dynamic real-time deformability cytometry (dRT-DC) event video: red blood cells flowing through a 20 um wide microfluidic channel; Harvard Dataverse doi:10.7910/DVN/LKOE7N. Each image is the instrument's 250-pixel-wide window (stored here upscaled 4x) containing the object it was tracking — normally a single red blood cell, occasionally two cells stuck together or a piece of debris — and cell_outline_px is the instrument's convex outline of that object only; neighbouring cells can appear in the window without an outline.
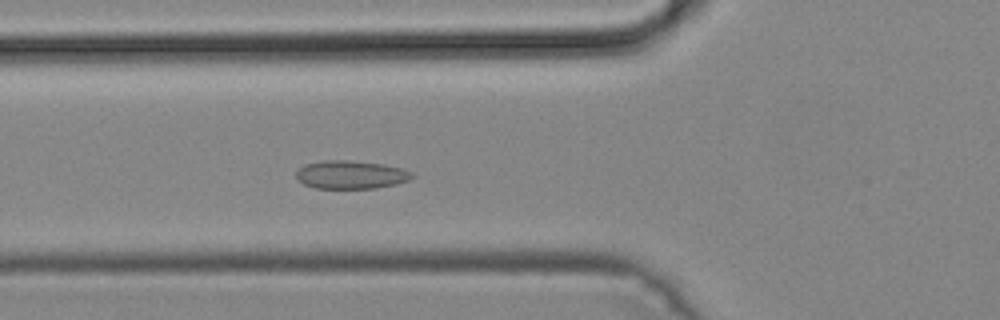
{"species": "common noctule bat (a hibernating species)", "species_latin": "Nyctalus noctula", "temperature_condition": "cold", "stored_images_in_passage": 47, "camera_frame_rate_fps": 3000, "um_per_image_px": 0.085, "animal": {"sex": "male", "body_mass_g": 19.2, "forearm_length_mm": 51.8}, "frame": {"image": 1, "passage_image": 16, "time_ms": 5.0, "image_size_px": [1000, 320], "cell_outline_px": [[416, 176], [408, 180], [396, 184], [376, 188], [316, 188], [304, 184], [296, 180], [296, 172], [304, 164], [324, 160], [348, 160], [384, 164], [400, 168], [412, 172]], "centroid_in_image_um": [29.81, 14.84], "position_along_channel_um": 96.0, "area_um2": 19.13}}
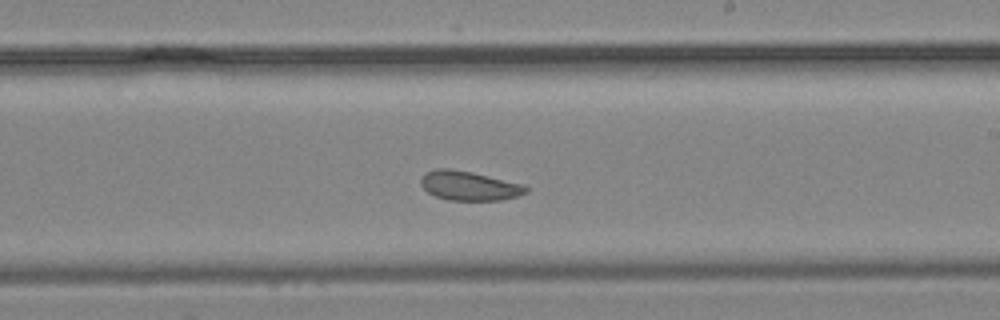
{"frame": {"image": 2, "passage_image": 27, "time_ms": 8.667, "image_size_px": [1000, 320], "cell_outline_px": [[528, 192], [516, 196], [500, 200], [448, 200], [436, 196], [428, 192], [420, 184], [420, 180], [424, 172], [436, 168], [448, 168], [472, 172], [524, 184], [528, 188]], "centroid_in_image_um": [39.86, 15.78], "position_along_channel_um": 249.1, "area_um2": 17.98}}
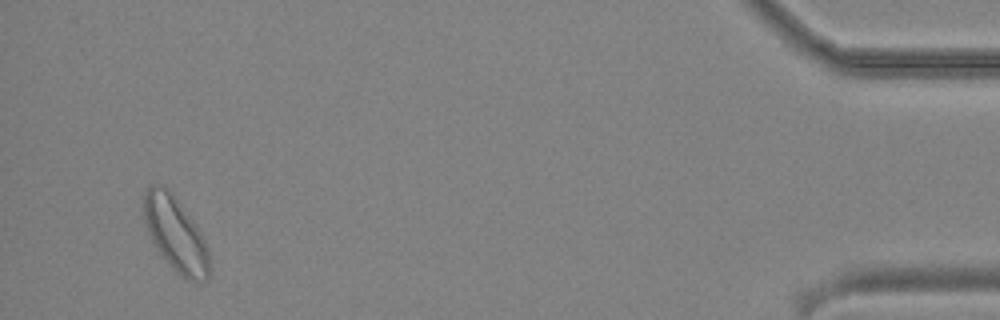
{"frame": {"image": 3, "passage_image": 45, "time_ms": 14.667, "image_size_px": [1000, 320], "cell_outline_px": [[208, 276], [204, 280], [188, 280], [176, 272], [168, 264], [152, 240], [148, 232], [144, 220], [144, 196], [148, 188], [152, 184], [164, 184], [172, 192], [200, 232], [208, 248]], "centroid_in_image_um": [14.9, 19.86], "position_along_channel_um": 420.3, "area_um2": 27.8}}